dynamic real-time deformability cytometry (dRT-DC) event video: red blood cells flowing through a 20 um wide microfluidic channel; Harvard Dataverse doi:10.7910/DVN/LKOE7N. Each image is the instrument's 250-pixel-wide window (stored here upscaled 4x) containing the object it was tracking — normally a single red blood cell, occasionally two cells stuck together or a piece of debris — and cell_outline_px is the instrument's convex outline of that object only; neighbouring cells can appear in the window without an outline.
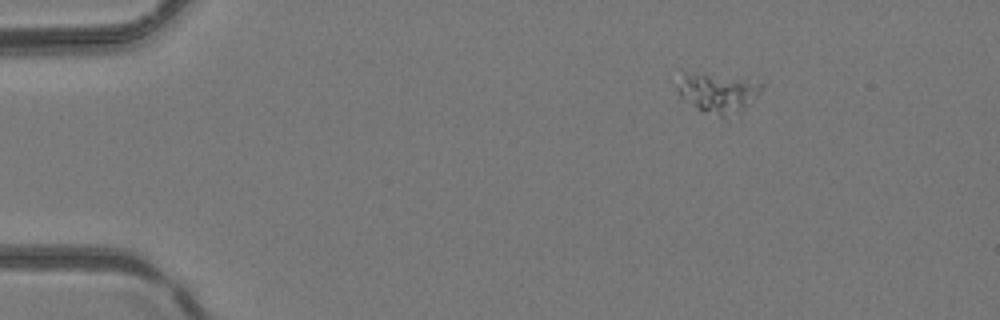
{"species": "common noctule bat (a hibernating species)", "species_latin": "Nyctalus noctula", "temperature_condition": "room temperature", "stored_images_in_passage": 3, "camera_frame_rate_fps": 3000, "um_per_image_px": 0.085, "animal": {"sex": "female", "body_mass_g": 24.6, "forearm_length_mm": 56.2}, "frame": {"image": 1, "passage_image": 1, "time_ms": 0.0, "image_size_px": [1000, 320], "cell_outline_px": [[764, 84], [756, 96], [748, 104], [728, 120], [704, 112], [680, 96], [676, 88], [680, 68], [748, 76]], "centroid_in_image_um": [60.97, 7.76], "position_along_channel_um": 24.0, "area_um2": 21.1}}